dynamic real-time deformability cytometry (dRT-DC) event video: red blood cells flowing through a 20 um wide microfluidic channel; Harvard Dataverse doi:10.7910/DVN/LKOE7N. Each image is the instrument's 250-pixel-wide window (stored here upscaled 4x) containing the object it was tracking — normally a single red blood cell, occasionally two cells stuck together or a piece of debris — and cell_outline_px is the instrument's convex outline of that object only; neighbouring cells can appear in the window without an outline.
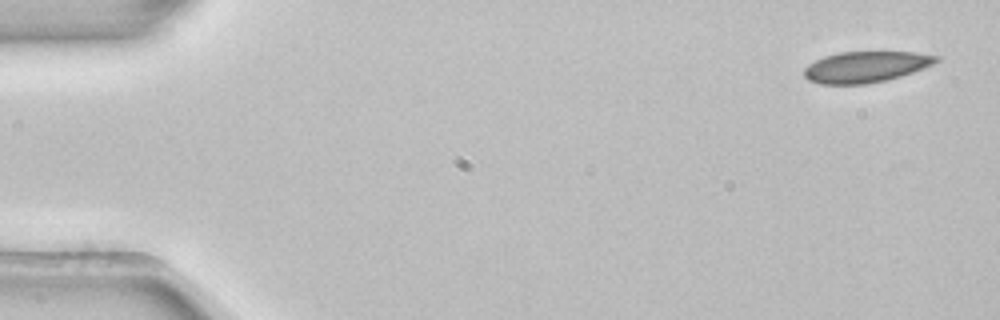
{"species": "common noctule bat (a hibernating species)", "species_latin": "Nyctalus noctula", "temperature_condition": "room temperature", "stored_images_in_passage": 4, "camera_frame_rate_fps": 3000, "um_per_image_px": 0.085, "animal": {"sex": "female", "body_mass_g": 22.7, "forearm_length_mm": 54.2}, "frame": {"image": 1, "passage_image": 1, "time_ms": 0.0, "image_size_px": [1000, 320], "cell_outline_px": [[940, 60], [932, 64], [912, 72], [888, 80], [864, 84], [820, 84], [808, 80], [804, 76], [804, 68], [808, 64], [824, 56], [840, 52], [916, 52], [940, 56]], "centroid_in_image_um": [73.58, 5.68], "position_along_channel_um": 11.4, "area_um2": 23.87}}
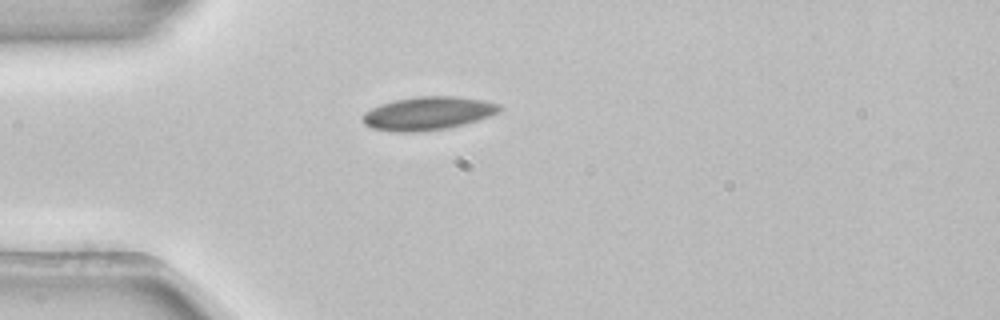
{"frame": {"image": 2, "passage_image": 4, "time_ms": 1.0, "image_size_px": [1000, 320], "cell_outline_px": [[504, 108], [488, 116], [464, 124], [444, 128], [416, 132], [396, 132], [372, 128], [364, 124], [360, 120], [360, 116], [364, 112], [380, 104], [396, 100], [420, 96], [456, 96], [484, 100], [500, 104]], "centroid_in_image_um": [36.33, 9.63], "position_along_channel_um": 48.7, "area_um2": 26.47}}